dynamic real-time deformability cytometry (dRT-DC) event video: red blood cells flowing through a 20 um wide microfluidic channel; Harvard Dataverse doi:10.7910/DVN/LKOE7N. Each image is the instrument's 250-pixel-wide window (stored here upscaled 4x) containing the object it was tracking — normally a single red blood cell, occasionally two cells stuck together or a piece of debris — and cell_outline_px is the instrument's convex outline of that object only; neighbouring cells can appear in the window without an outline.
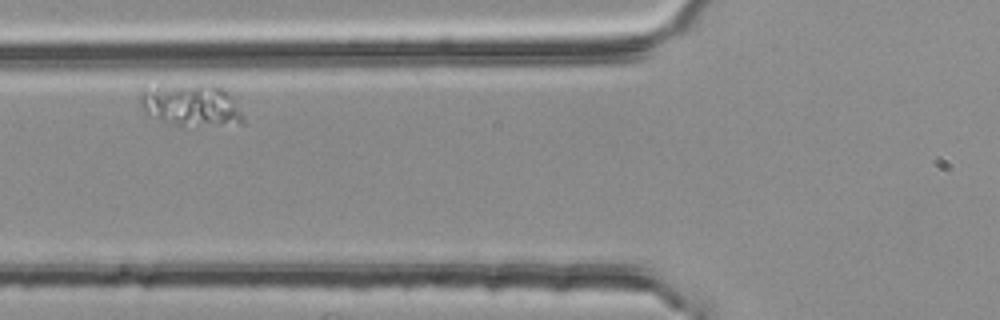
{"species": "common noctule bat (a hibernating species)", "species_latin": "Nyctalus noctula", "temperature_condition": "room temperature", "stored_images_in_passage": 44, "camera_frame_rate_fps": 3000, "um_per_image_px": 0.085, "animal": {"sex": "female", "body_mass_g": 25.1}, "frame": {"image": 1, "passage_image": 6, "time_ms": 1.667, "image_size_px": [1000, 320], "cell_outline_px": [[244, 124], [180, 128], [144, 112], [140, 104], [140, 96], [144, 92], [176, 88], [216, 84], [224, 88], [236, 100], [244, 116]], "centroid_in_image_um": [16.44, 9.05], "position_along_channel_um": 109.4, "area_um2": 24.85}}
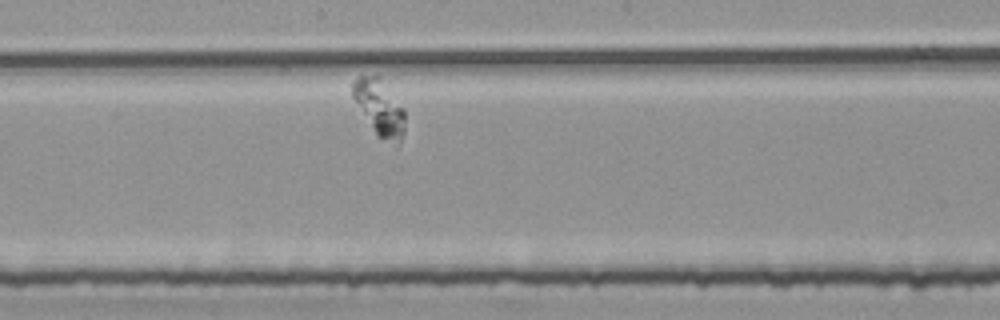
{"frame": {"image": 2, "passage_image": 16, "time_ms": 5.0, "image_size_px": [1000, 320], "cell_outline_px": [[404, 132], [396, 148], [376, 136], [352, 96], [352, 84], [360, 76], [380, 76], [404, 108]], "centroid_in_image_um": [32.29, 9.21], "position_along_channel_um": 215.9, "area_um2": 17.17}}
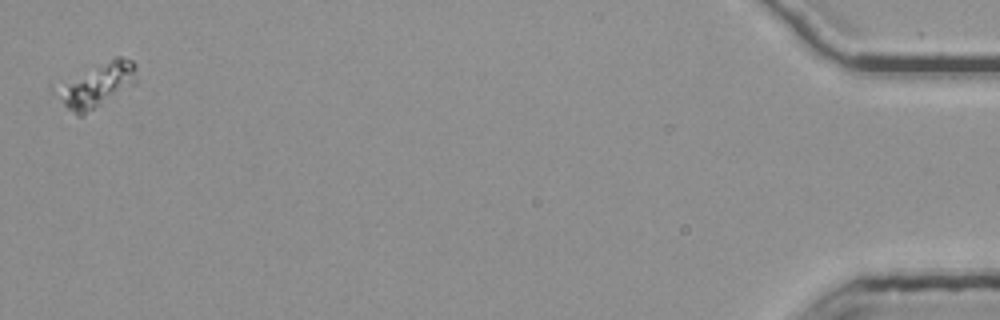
{"frame": {"image": 3, "passage_image": 44, "time_ms": 14.333, "image_size_px": [1000, 320], "cell_outline_px": [[136, 84], [84, 116], [76, 116], [52, 92], [52, 88], [116, 56], [120, 56], [132, 60], [136, 64]], "centroid_in_image_um": [8.25, 7.27], "position_along_channel_um": 427.0, "area_um2": 20.58}}